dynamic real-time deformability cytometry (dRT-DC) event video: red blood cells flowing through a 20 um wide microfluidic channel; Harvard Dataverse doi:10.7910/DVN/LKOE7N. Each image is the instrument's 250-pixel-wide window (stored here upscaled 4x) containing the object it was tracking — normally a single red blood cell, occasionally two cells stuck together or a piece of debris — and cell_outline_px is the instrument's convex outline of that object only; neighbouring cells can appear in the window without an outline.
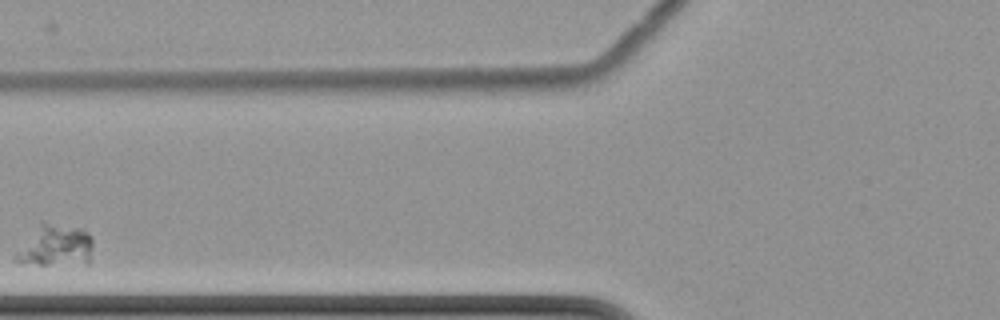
{"species": "common noctule bat (a hibernating species)", "species_latin": "Nyctalus noctula", "temperature_condition": "cold", "stored_images_in_passage": 2, "camera_frame_rate_fps": 3000, "um_per_image_px": 0.085, "animal": {"sex": "female", "body_mass_g": 22.7, "forearm_length_mm": 54.2}, "frame": {"image": 1, "passage_image": 2, "time_ms": 1.333, "image_size_px": [1000, 320], "cell_outline_px": [[92, 248], [88, 264], [40, 264], [16, 260], [16, 252], [40, 224], [44, 220], [80, 228], [88, 232], [92, 236]], "centroid_in_image_um": [4.81, 20.85], "position_along_channel_um": 121.0, "area_um2": 18.38}}